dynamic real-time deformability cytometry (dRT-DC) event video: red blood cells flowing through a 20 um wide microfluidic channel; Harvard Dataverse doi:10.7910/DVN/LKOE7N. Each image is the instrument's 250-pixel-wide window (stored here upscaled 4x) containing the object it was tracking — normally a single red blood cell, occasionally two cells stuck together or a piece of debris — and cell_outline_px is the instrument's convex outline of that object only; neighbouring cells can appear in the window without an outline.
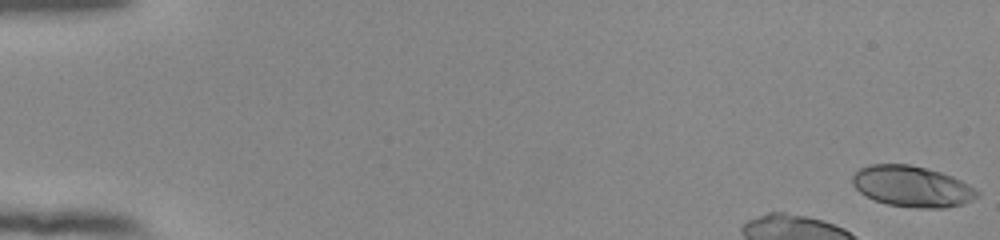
{"species": "human", "species_latin": "Homo sapiens", "temperature_condition": "room temperature", "stored_images_in_passage": 13, "camera_frame_rate_fps": 3000, "um_per_image_px": 0.085, "donor": {"sex": "female"}, "frame": {"image": 1, "passage_image": 1, "time_ms": 0.0, "image_size_px": [1000, 240], "cell_outline_px": [[980, 196], [972, 200], [960, 204], [944, 208], [916, 208], [888, 204], [876, 200], [860, 192], [852, 184], [852, 176], [860, 168], [868, 164], [908, 164], [928, 168], [952, 176], [968, 184], [980, 192]], "centroid_in_image_um": [77.53, 15.84], "position_along_channel_um": 7.5, "area_um2": 29.71}}